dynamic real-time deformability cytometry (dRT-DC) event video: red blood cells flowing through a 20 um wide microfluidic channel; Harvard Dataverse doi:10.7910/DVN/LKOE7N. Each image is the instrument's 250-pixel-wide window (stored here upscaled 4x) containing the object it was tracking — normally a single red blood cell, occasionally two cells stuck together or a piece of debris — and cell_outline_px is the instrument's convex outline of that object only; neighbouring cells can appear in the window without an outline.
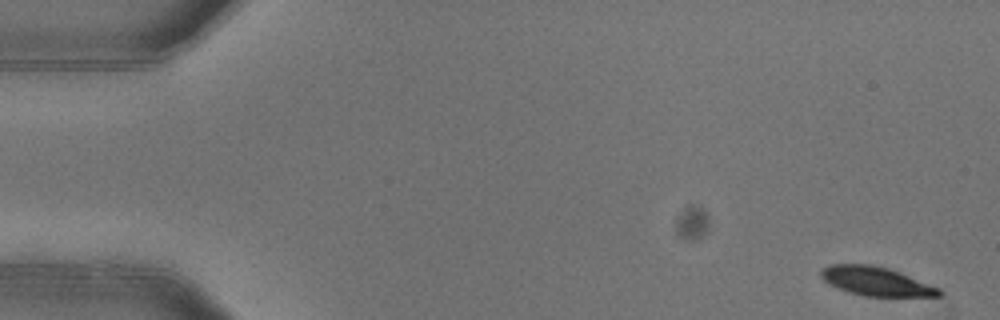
{"species": "common noctule bat (a hibernating species)", "species_latin": "Nyctalus noctula", "temperature_condition": "warm", "stored_images_in_passage": 4, "camera_frame_rate_fps": 3000, "um_per_image_px": 0.085, "animal": {"sex": "female"}, "frame": {"image": 1, "passage_image": 1, "time_ms": 0.0, "image_size_px": [1000, 320], "cell_outline_px": [[944, 292], [940, 296], [864, 296], [848, 292], [836, 288], [828, 284], [820, 276], [820, 268], [828, 264], [872, 264], [888, 268], [900, 272], [940, 288]], "centroid_in_image_um": [74.43, 23.9], "position_along_channel_um": 10.6, "area_um2": 20.11}}
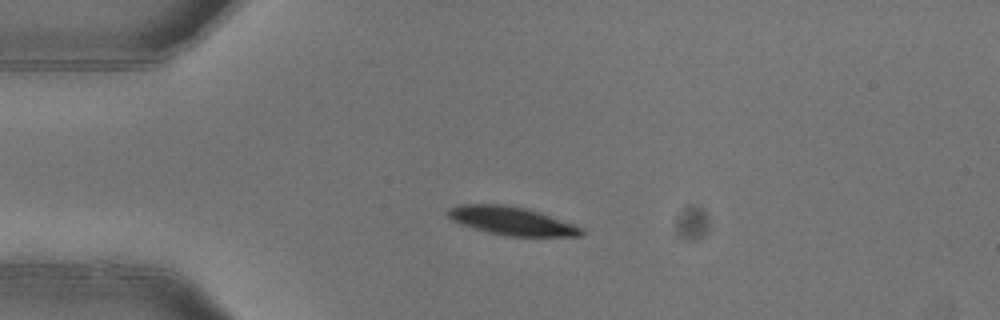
{"frame": {"image": 2, "passage_image": 4, "time_ms": 1.0, "image_size_px": [1000, 320], "cell_outline_px": [[584, 232], [580, 236], [508, 236], [488, 232], [472, 228], [460, 224], [452, 220], [448, 216], [448, 208], [460, 204], [504, 204], [524, 208], [572, 224], [580, 228]], "centroid_in_image_um": [43.4, 18.77], "position_along_channel_um": 41.6, "area_um2": 21.56}}